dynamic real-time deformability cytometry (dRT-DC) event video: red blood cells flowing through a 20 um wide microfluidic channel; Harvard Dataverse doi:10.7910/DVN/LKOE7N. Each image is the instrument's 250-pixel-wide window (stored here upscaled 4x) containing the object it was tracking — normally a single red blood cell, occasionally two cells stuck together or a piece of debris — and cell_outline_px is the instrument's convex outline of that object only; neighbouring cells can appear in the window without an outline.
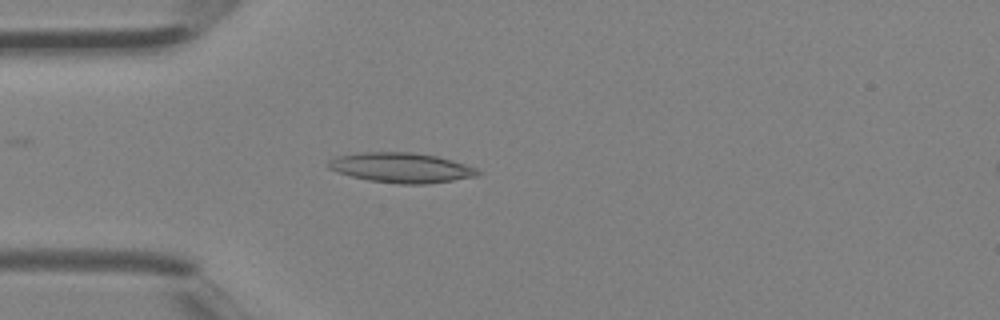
{"species": "Egyptian fruit bat (a non-hibernating species)", "species_latin": "Rousettus aegyptiacus", "temperature_condition": "room temperature", "stored_images_in_passage": 4, "camera_frame_rate_fps": 3000, "um_per_image_px": 0.085, "animal": {"sex": "female"}, "frame": {"image": 1, "passage_image": 4, "time_ms": 1.0, "image_size_px": [1000, 320], "cell_outline_px": [[484, 172], [480, 176], [428, 184], [396, 184], [368, 180], [336, 172], [328, 168], [328, 160], [336, 156], [360, 152], [412, 152], [436, 156], [452, 160], [476, 168]], "centroid_in_image_um": [34.13, 14.26], "position_along_channel_um": 50.9, "area_um2": 26.36}}